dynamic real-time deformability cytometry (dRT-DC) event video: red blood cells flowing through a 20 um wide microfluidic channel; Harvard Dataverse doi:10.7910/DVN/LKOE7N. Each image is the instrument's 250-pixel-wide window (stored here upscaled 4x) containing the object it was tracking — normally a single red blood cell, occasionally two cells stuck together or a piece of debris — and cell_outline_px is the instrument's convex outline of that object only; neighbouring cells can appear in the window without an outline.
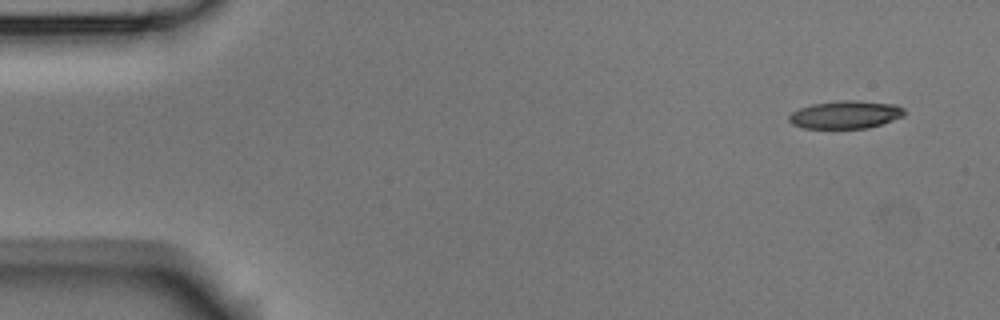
{"species": "Egyptian fruit bat (a non-hibernating species)", "species_latin": "Rousettus aegyptiacus", "temperature_condition": "room temperature", "stored_images_in_passage": 5, "camera_frame_rate_fps": 3000, "um_per_image_px": 0.085, "animal": {"sex": "male"}, "frame": {"image": 1, "passage_image": 1, "time_ms": 0.0, "image_size_px": [1000, 320], "cell_outline_px": [[904, 116], [868, 128], [804, 128], [792, 124], [788, 120], [788, 116], [792, 112], [800, 108], [812, 104], [840, 100], [856, 100], [896, 104], [904, 108]], "centroid_in_image_um": [71.86, 9.74], "position_along_channel_um": 13.1, "area_um2": 18.73}}
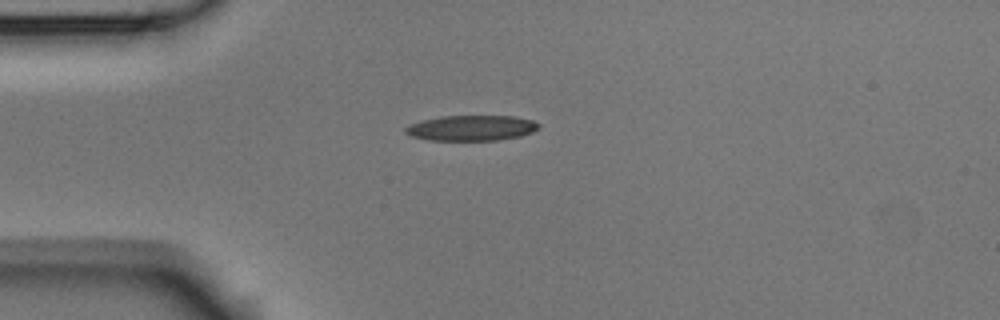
{"frame": {"image": 2, "passage_image": 4, "time_ms": 1.0, "image_size_px": [1000, 320], "cell_outline_px": [[540, 128], [532, 132], [520, 136], [496, 140], [428, 140], [412, 136], [404, 132], [404, 128], [408, 124], [420, 120], [440, 116], [512, 116], [532, 120], [540, 124]], "centroid_in_image_um": [40.04, 10.87], "position_along_channel_um": 45.0, "area_um2": 19.83}}
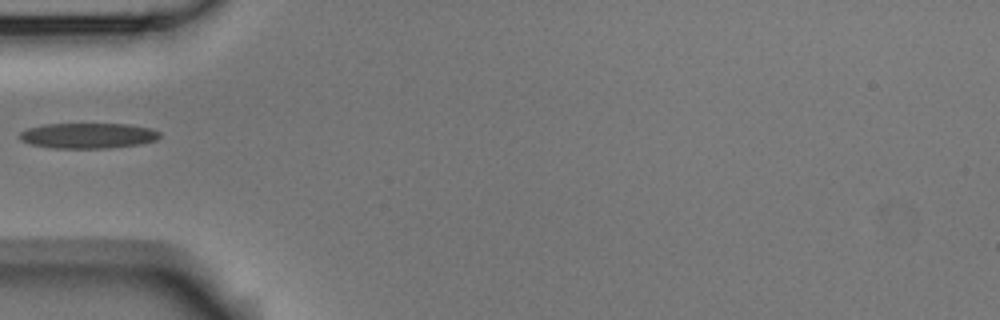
{"frame": {"image": 3, "passage_image": 5, "time_ms": 1.333, "image_size_px": [1000, 320], "cell_outline_px": [[160, 136], [156, 140], [140, 144], [108, 148], [52, 148], [32, 144], [20, 140], [20, 132], [28, 128], [44, 124], [128, 124], [152, 128], [160, 132]], "centroid_in_image_um": [7.5, 11.53], "position_along_channel_um": 77.5, "area_um2": 20.75}}